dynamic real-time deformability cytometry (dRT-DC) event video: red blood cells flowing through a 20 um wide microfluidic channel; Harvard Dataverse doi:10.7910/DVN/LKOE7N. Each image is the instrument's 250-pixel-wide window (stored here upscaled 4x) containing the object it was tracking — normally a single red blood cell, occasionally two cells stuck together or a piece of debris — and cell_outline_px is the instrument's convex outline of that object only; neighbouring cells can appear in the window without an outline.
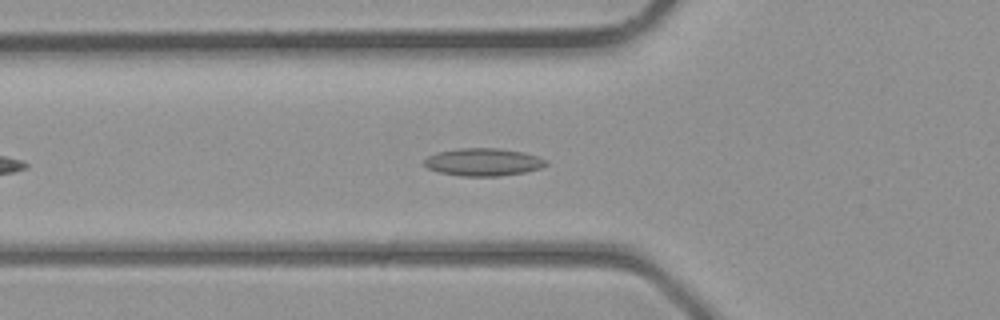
{"species": "common noctule bat (a hibernating species)", "species_latin": "Nyctalus noctula", "temperature_condition": "room temperature", "stored_images_in_passage": 33, "camera_frame_rate_fps": 3000, "um_per_image_px": 0.085, "animal": {"sex": "male", "body_mass_g": 23.1, "forearm_length_mm": 52.7}, "frame": {"image": 1, "passage_image": 7, "time_ms": 2.0, "image_size_px": [1000, 320], "cell_outline_px": [[548, 164], [540, 168], [524, 172], [496, 176], [460, 176], [436, 172], [428, 168], [424, 164], [424, 160], [428, 156], [436, 152], [456, 148], [496, 148], [524, 152], [548, 160]], "centroid_in_image_um": [41.04, 13.77], "position_along_channel_um": 84.8, "area_um2": 19.71}}
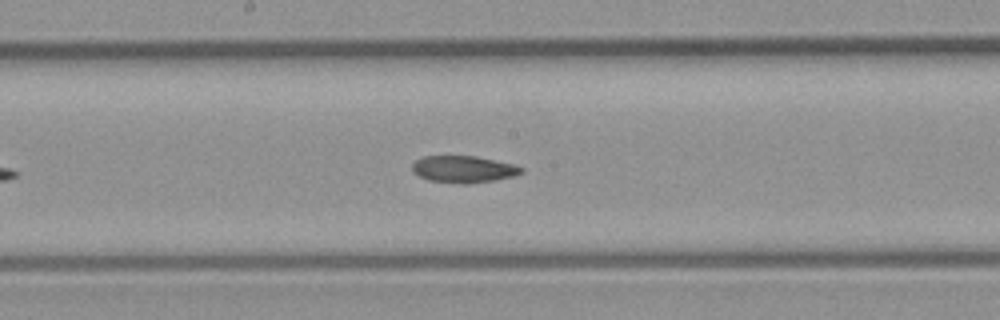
{"frame": {"image": 2, "passage_image": 14, "time_ms": 4.333, "image_size_px": [1000, 320], "cell_outline_px": [[524, 172], [512, 176], [492, 180], [468, 184], [464, 184], [428, 180], [412, 172], [412, 164], [416, 160], [424, 156], [476, 156], [516, 164], [524, 168]], "centroid_in_image_um": [39.41, 14.37], "position_along_channel_um": 208.8, "area_um2": 17.11}}
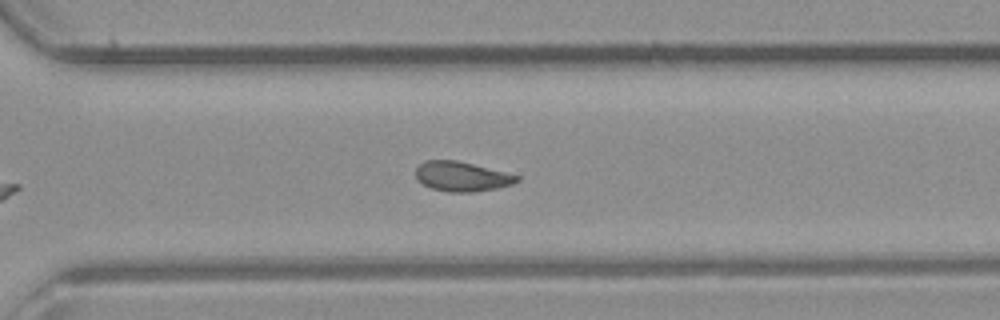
{"frame": {"image": 3, "passage_image": 21, "time_ms": 6.667, "image_size_px": [1000, 320], "cell_outline_px": [[520, 180], [512, 184], [496, 188], [472, 192], [448, 192], [432, 188], [420, 184], [416, 180], [416, 168], [420, 164], [428, 160], [456, 160], [520, 176]], "centroid_in_image_um": [39.21, 15.01], "position_along_channel_um": 331.4, "area_um2": 17.4}}